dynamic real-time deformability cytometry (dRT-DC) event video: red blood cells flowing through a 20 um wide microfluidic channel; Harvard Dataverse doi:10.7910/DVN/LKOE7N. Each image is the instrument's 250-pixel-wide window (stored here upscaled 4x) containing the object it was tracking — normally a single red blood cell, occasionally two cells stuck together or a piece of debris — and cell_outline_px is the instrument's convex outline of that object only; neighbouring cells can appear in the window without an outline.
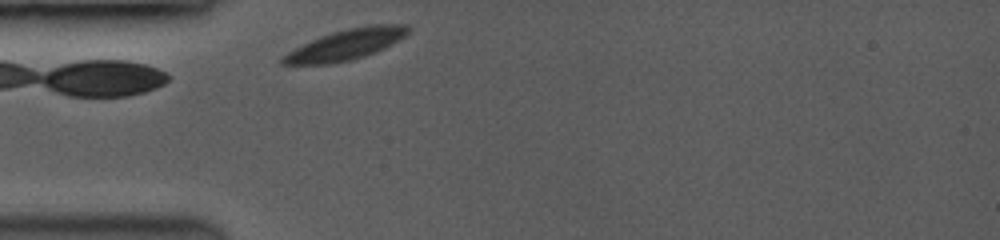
{"species": "common noctule bat (a hibernating species)", "species_latin": "Nyctalus noctula", "temperature_condition": "room temperature", "stored_images_in_passage": 1, "camera_frame_rate_fps": 3500, "um_per_image_px": 0.085, "animal": {"sex": "female", "body_mass_g": 19.0, "forearm_length_mm": 53.3}, "frame": {"image": 1, "passage_image": 1, "time_ms": 0.0, "image_size_px": [1000, 240], "cell_outline_px": [[412, 28], [404, 36], [384, 48], [376, 52], [364, 56], [348, 60], [328, 64], [280, 64], [280, 56], [320, 36], [332, 32], [348, 28], [372, 24], [408, 24]], "centroid_in_image_um": [29.42, 3.77], "position_along_channel_um": 55.6, "area_um2": 22.14}}